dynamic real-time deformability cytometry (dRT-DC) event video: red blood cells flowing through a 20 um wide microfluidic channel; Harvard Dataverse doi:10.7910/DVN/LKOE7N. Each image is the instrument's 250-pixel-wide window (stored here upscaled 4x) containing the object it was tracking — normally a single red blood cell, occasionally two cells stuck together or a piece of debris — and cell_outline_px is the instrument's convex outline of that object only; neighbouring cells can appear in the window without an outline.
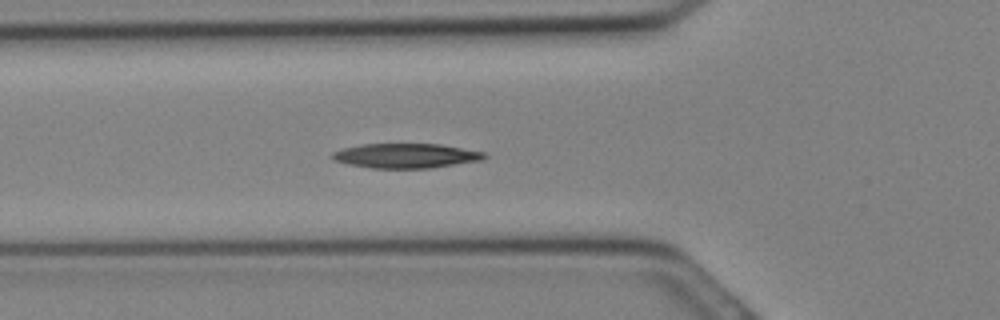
{"species": "Egyptian fruit bat (a non-hibernating species)", "species_latin": "Rousettus aegyptiacus", "temperature_condition": "cold", "stored_images_in_passage": 14, "camera_frame_rate_fps": 3000, "um_per_image_px": 0.085, "animal": {"sex": "female"}, "frame": {"image": 1, "passage_image": 8, "time_ms": 2.333, "image_size_px": [1000, 320], "cell_outline_px": [[488, 156], [480, 160], [428, 168], [372, 168], [348, 164], [332, 160], [332, 152], [344, 148], [364, 144], [440, 144], [484, 152]], "centroid_in_image_um": [34.47, 13.24], "position_along_channel_um": 91.3, "area_um2": 21.56}}
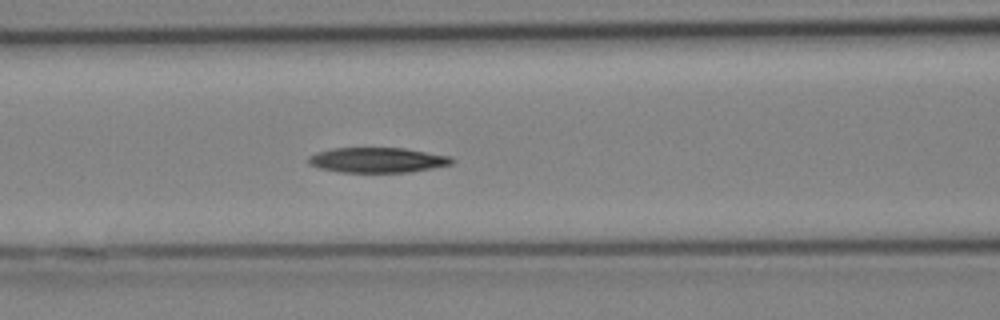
{"frame": {"image": 2, "passage_image": 10, "time_ms": 3.0, "image_size_px": [1000, 320], "cell_outline_px": [[456, 160], [452, 164], [432, 168], [408, 172], [340, 172], [320, 168], [308, 164], [308, 156], [316, 152], [332, 148], [404, 148], [452, 156]], "centroid_in_image_um": [32.09, 13.6], "position_along_channel_um": 134.5, "area_um2": 21.1}}
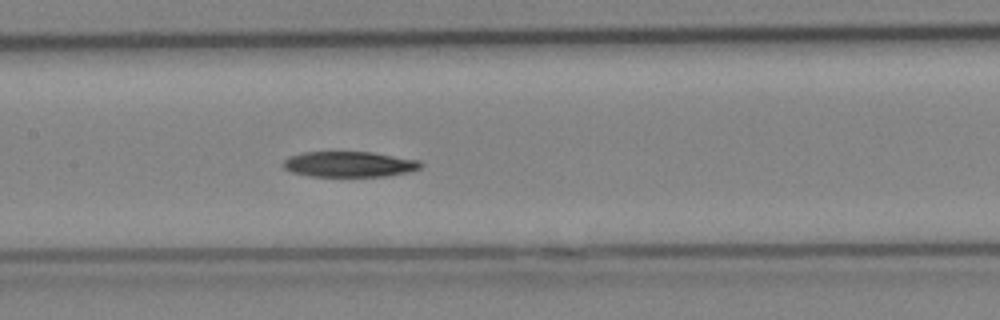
{"frame": {"image": 3, "passage_image": 12, "time_ms": 3.667, "image_size_px": [1000, 320], "cell_outline_px": [[424, 164], [420, 168], [408, 172], [384, 176], [312, 176], [292, 172], [284, 168], [284, 160], [288, 156], [304, 152], [372, 152], [420, 160]], "centroid_in_image_um": [29.71, 13.95], "position_along_channel_um": 177.7, "area_um2": 20.4}}